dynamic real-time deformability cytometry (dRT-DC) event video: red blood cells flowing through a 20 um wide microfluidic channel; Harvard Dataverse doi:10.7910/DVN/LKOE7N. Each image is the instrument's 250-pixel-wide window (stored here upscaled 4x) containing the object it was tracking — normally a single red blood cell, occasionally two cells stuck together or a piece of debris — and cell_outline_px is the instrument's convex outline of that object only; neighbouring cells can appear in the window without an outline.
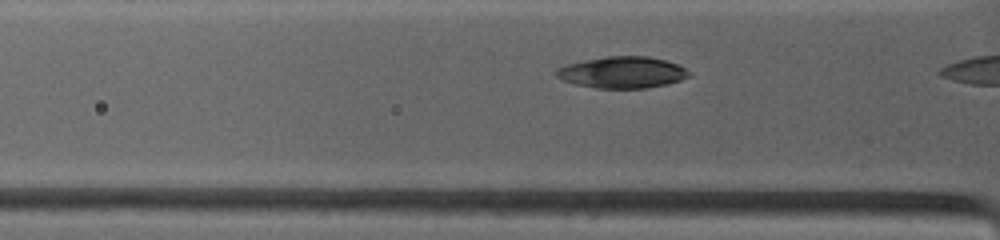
{"species": "common noctule bat (a hibernating species)", "species_latin": "Nyctalus noctula", "temperature_condition": "warm", "stored_images_in_passage": 9, "camera_frame_rate_fps": 4500, "um_per_image_px": 0.085, "animal": {"sex": "female", "body_mass_g": 19.0, "forearm_length_mm": 53.3}, "frame": {"image": 1, "passage_image": 8, "time_ms": 1.111, "image_size_px": [1000, 240], "cell_outline_px": [[692, 76], [668, 84], [648, 88], [596, 88], [576, 84], [564, 80], [556, 76], [556, 68], [568, 64], [584, 60], [608, 56], [648, 56], [664, 60], [676, 64], [692, 72]], "centroid_in_image_um": [52.93, 6.15], "position_along_channel_um": 72.9, "area_um2": 24.33}}